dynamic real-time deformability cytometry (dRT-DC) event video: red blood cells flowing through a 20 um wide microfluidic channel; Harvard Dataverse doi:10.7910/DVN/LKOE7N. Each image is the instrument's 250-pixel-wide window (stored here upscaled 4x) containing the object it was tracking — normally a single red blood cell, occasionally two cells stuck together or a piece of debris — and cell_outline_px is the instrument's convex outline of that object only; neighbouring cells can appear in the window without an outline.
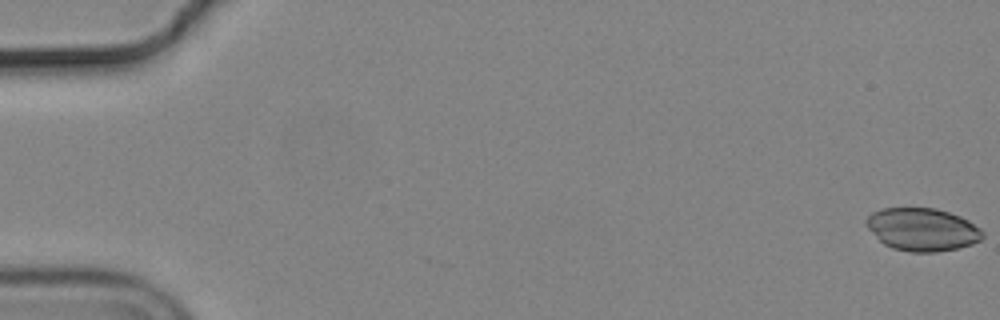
{"species": "common noctule bat (a hibernating species)", "species_latin": "Nyctalus noctula", "temperature_condition": "cold", "stored_images_in_passage": 56, "camera_frame_rate_fps": 3000, "um_per_image_px": 0.085, "animal": {"sex": "male", "body_mass_g": 19.2, "forearm_length_mm": 51.8}, "frame": {"image": 1, "passage_image": 1, "time_ms": 0.0, "image_size_px": [1000, 320], "cell_outline_px": [[984, 236], [980, 240], [972, 244], [956, 248], [936, 252], [912, 252], [892, 248], [884, 244], [864, 224], [864, 220], [872, 212], [884, 208], [936, 208], [960, 216], [968, 220], [980, 228], [984, 232]], "centroid_in_image_um": [78.39, 19.5], "position_along_channel_um": 6.6, "area_um2": 29.02}}